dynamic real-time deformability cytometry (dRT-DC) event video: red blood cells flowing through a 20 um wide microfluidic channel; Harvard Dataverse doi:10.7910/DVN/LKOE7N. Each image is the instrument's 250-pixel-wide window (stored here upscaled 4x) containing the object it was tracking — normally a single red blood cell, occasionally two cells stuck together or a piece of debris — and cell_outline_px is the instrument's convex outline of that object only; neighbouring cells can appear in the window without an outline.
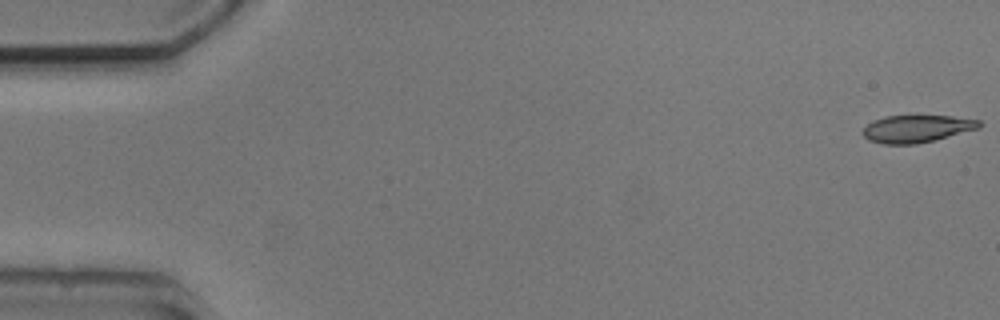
{"species": "common noctule bat (a hibernating species)", "species_latin": "Nyctalus noctula", "temperature_condition": "cold", "stored_images_in_passage": 4, "camera_frame_rate_fps": 3000, "um_per_image_px": 0.085, "animal": {"sex": "male", "body_mass_g": 20.5, "forearm_length_mm": 52.5}, "frame": {"image": 1, "passage_image": 1, "time_ms": 0.0, "image_size_px": [1000, 320], "cell_outline_px": [[984, 124], [980, 128], [916, 144], [884, 144], [868, 140], [860, 132], [872, 120], [884, 116], [952, 116], [980, 120]], "centroid_in_image_um": [77.91, 10.93], "position_along_channel_um": 7.1, "area_um2": 18.55}}